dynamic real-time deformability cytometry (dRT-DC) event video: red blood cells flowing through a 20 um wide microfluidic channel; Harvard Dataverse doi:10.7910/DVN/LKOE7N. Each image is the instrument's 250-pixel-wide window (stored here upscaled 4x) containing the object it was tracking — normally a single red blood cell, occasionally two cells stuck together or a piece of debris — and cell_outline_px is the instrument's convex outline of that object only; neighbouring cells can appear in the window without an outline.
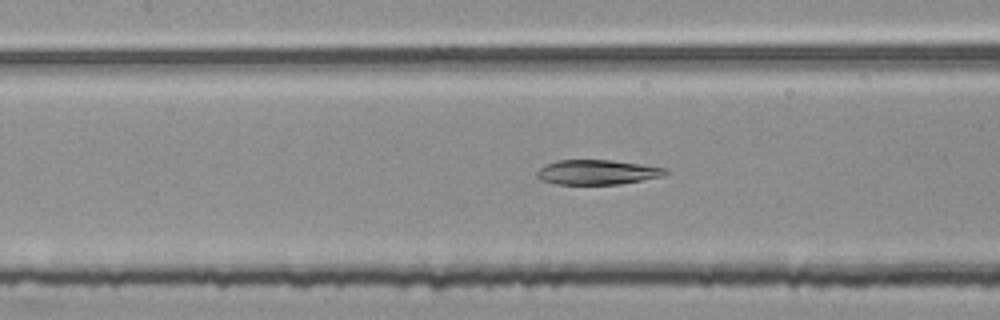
{"species": "common noctule bat (a hibernating species)", "species_latin": "Nyctalus noctula", "temperature_condition": "room temperature", "stored_images_in_passage": 46, "camera_frame_rate_fps": 3000, "um_per_image_px": 0.085, "animal": {"sex": "female", "body_mass_g": 25.1}, "frame": {"image": 1, "passage_image": 23, "time_ms": 7.333, "image_size_px": [1000, 320], "cell_outline_px": [[668, 172], [664, 176], [620, 184], [556, 184], [544, 180], [536, 176], [536, 172], [540, 168], [556, 160], [612, 160], [640, 164], [664, 168]], "centroid_in_image_um": [50.77, 14.63], "position_along_channel_um": 156.6, "area_um2": 18.32}}
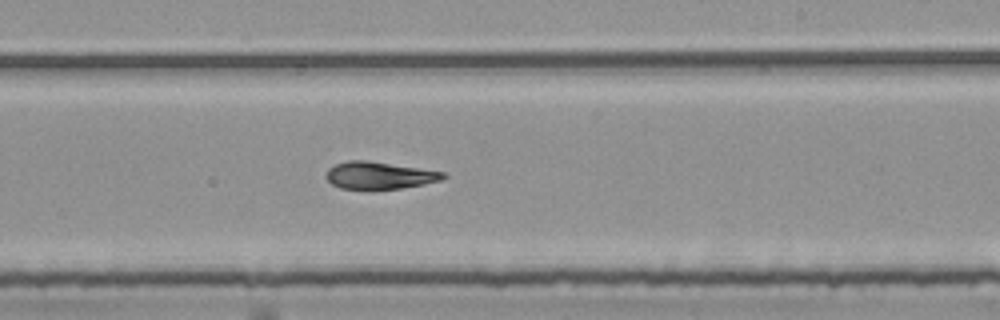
{"frame": {"image": 2, "passage_image": 31, "time_ms": 10.0, "image_size_px": [1000, 320], "cell_outline_px": [[448, 176], [440, 180], [424, 184], [400, 188], [340, 188], [332, 184], [324, 176], [328, 168], [336, 164], [348, 160], [364, 160], [444, 172]], "centroid_in_image_um": [32.21, 14.9], "position_along_channel_um": 256.8, "area_um2": 18.15}}
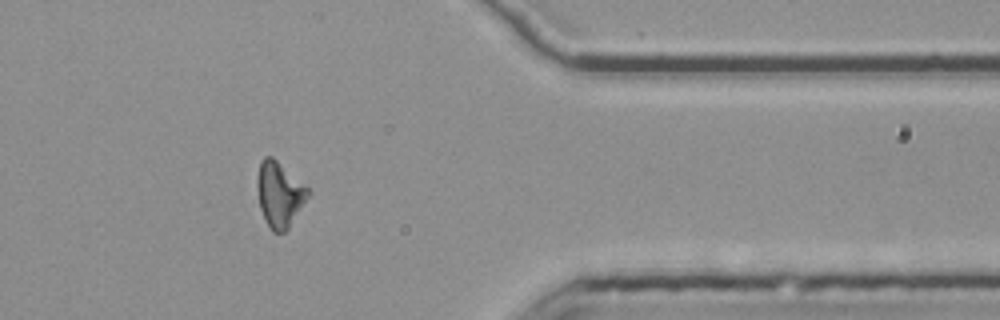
{"frame": {"image": 3, "passage_image": 43, "time_ms": 14.0, "image_size_px": [1000, 320], "cell_outline_px": [[308, 196], [288, 228], [284, 232], [272, 232], [264, 220], [260, 208], [256, 184], [256, 180], [260, 160], [264, 156], [272, 156], [308, 188]], "centroid_in_image_um": [23.7, 16.51], "position_along_channel_um": 387.7, "area_um2": 19.07}, "authors_computed_cell_mechanics": {"area_um2": 19.5653, "velocity_mm_per_s": 3.7679, "shape_relaxation_time_tau1_ms": null, "shape_relaxation_time_tau2_ms": 9.3264, "deformation_change_tau1": null, "deformation_change_tau2": 0.1606}}